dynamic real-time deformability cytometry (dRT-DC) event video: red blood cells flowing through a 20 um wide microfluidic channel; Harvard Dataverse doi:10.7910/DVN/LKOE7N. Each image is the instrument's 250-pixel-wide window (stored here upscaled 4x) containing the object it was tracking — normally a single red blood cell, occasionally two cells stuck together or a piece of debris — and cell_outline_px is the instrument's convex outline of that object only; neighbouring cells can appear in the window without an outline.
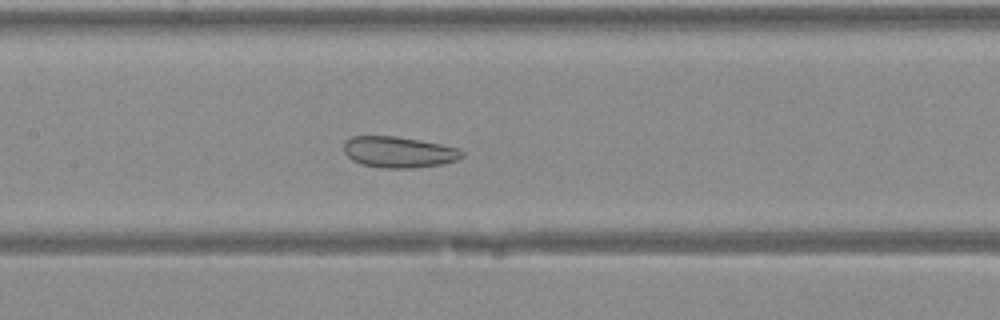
{"species": "Egyptian fruit bat (a non-hibernating species)", "species_latin": "Rousettus aegyptiacus", "temperature_condition": "warm", "stored_images_in_passage": 28, "camera_frame_rate_fps": 3000, "um_per_image_px": 0.085, "animal": {"sex": "female"}, "frame": {"image": 1, "passage_image": 7, "time_ms": 2.0, "image_size_px": [1000, 320], "cell_outline_px": [[464, 156], [456, 160], [444, 164], [412, 168], [384, 168], [364, 164], [352, 160], [344, 152], [344, 144], [352, 136], [396, 136], [420, 140], [460, 148], [464, 152]], "centroid_in_image_um": [33.94, 12.92], "position_along_channel_um": 173.5, "area_um2": 21.39}}
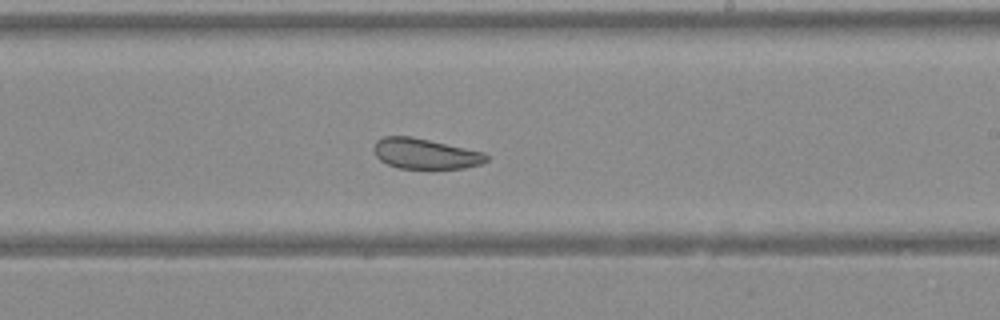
{"frame": {"image": 2, "passage_image": 12, "time_ms": 3.667, "image_size_px": [1000, 320], "cell_outline_px": [[488, 160], [480, 164], [464, 168], [396, 168], [380, 160], [376, 156], [372, 148], [376, 140], [384, 136], [412, 136], [484, 152], [488, 156]], "centroid_in_image_um": [36.11, 13.05], "position_along_channel_um": 252.9, "area_um2": 20.0}}
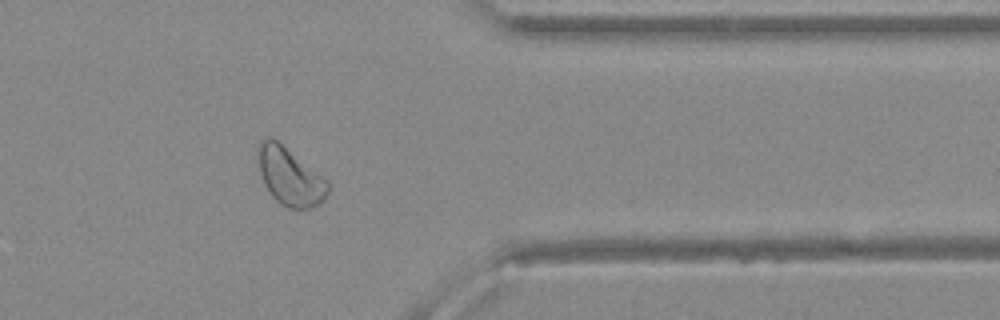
{"frame": {"image": 3, "passage_image": 21, "time_ms": 6.667, "image_size_px": [1000, 320], "cell_outline_px": [[328, 192], [324, 200], [320, 204], [308, 208], [288, 208], [276, 200], [272, 196], [264, 184], [260, 172], [260, 144], [268, 136], [272, 136], [328, 180]], "centroid_in_image_um": [24.68, 15.02], "position_along_channel_um": 386.7, "area_um2": 23.0}}